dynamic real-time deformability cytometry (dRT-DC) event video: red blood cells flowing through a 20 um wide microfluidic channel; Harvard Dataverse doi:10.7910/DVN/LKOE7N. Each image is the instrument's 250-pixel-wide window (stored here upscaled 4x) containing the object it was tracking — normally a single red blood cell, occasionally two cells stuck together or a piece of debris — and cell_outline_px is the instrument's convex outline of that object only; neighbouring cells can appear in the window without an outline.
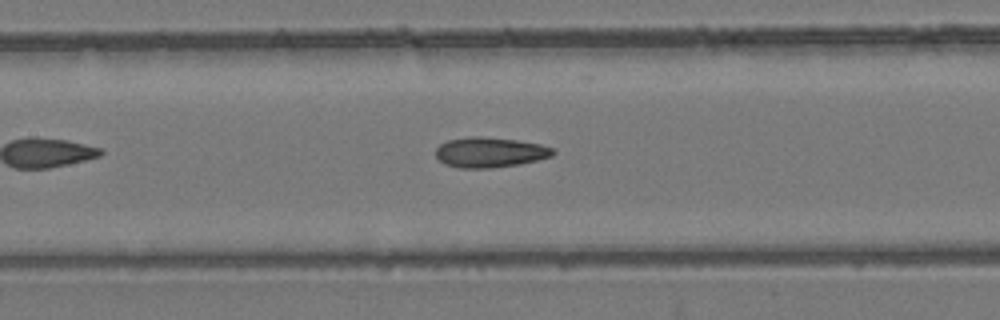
{"species": "common noctule bat (a hibernating species)", "species_latin": "Nyctalus noctula", "temperature_condition": "room temperature", "stored_images_in_passage": 7, "camera_frame_rate_fps": 3000, "um_per_image_px": 0.085, "animal": {"sex": "female", "body_mass_g": 24.6, "forearm_length_mm": 56.2}, "frame": {"image": 1, "passage_image": 7, "time_ms": 7.333, "image_size_px": [1000, 320], "cell_outline_px": [[556, 152], [552, 156], [520, 164], [488, 168], [460, 168], [444, 164], [436, 156], [436, 148], [440, 144], [448, 140], [472, 136], [480, 136], [516, 140], [540, 144], [552, 148]], "centroid_in_image_um": [41.63, 12.95], "position_along_channel_um": 165.8, "area_um2": 20.52}}